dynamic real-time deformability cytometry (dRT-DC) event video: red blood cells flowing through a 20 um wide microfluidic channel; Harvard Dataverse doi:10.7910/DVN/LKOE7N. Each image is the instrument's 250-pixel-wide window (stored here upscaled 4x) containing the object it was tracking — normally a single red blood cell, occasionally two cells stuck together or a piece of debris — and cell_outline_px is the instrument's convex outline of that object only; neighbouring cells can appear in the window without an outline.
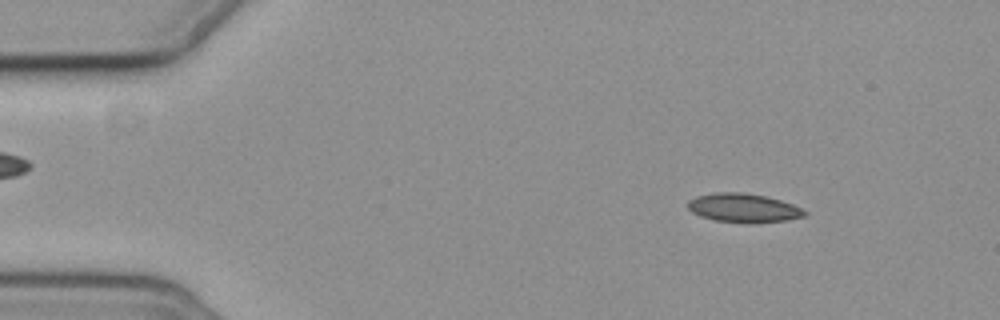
{"species": "common noctule bat (a hibernating species)", "species_latin": "Nyctalus noctula", "temperature_condition": "cold", "stored_images_in_passage": 10, "camera_frame_rate_fps": 3000, "um_per_image_px": 0.085, "animal": {"sex": "female", "body_mass_g": 19.3, "forearm_length_mm": 54.1}, "frame": {"image": 1, "passage_image": 1, "time_ms": 0.0, "image_size_px": [1000, 320], "cell_outline_px": [[808, 212], [804, 216], [788, 220], [756, 224], [752, 224], [712, 220], [700, 216], [692, 212], [688, 208], [688, 200], [696, 196], [716, 192], [744, 192], [764, 196], [780, 200], [792, 204]], "centroid_in_image_um": [63.18, 17.69], "position_along_channel_um": 21.8, "area_um2": 19.88}}
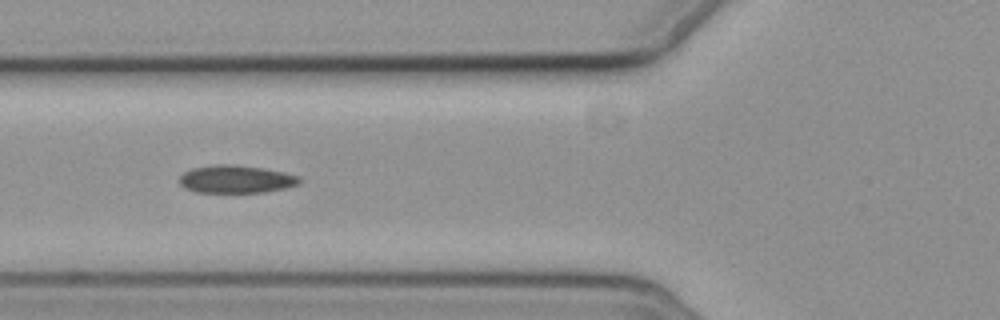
{"frame": {"image": 2, "passage_image": 5, "time_ms": 4.667, "image_size_px": [1000, 320], "cell_outline_px": [[304, 180], [300, 184], [288, 188], [264, 192], [196, 192], [184, 188], [180, 184], [180, 176], [184, 172], [192, 168], [216, 164], [236, 164], [264, 168], [284, 172], [300, 176]], "centroid_in_image_um": [20.12, 15.22], "position_along_channel_um": 105.7, "area_um2": 19.77}}
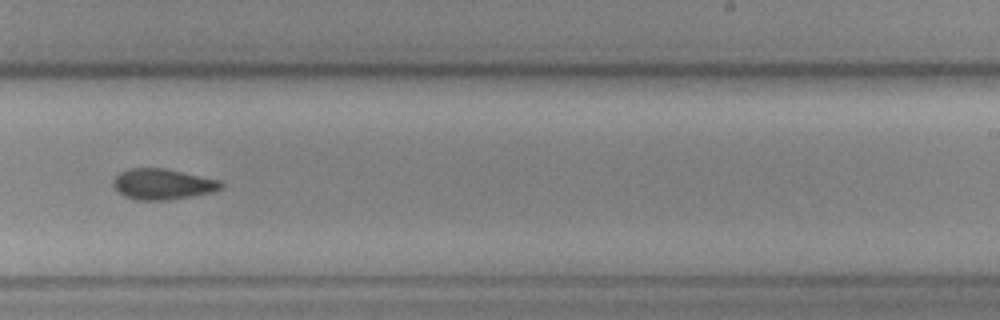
{"frame": {"image": 3, "passage_image": 9, "time_ms": 9.333, "image_size_px": [1000, 320], "cell_outline_px": [[224, 184], [220, 188], [212, 192], [192, 196], [168, 200], [136, 200], [124, 196], [112, 184], [112, 180], [120, 172], [128, 168], [164, 168], [220, 180]], "centroid_in_image_um": [13.8, 15.65], "position_along_channel_um": 275.2, "area_um2": 19.25}}